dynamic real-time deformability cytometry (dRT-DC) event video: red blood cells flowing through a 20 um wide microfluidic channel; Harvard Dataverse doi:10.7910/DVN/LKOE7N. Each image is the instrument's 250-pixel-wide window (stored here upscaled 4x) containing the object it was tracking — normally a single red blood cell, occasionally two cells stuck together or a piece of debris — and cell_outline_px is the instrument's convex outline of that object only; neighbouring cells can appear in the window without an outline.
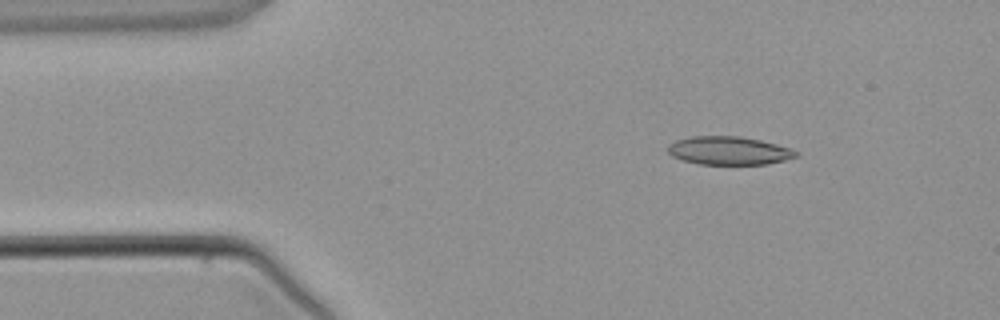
{"species": "common noctule bat (a hibernating species)", "species_latin": "Nyctalus noctula", "temperature_condition": "warm", "stored_images_in_passage": 4, "camera_frame_rate_fps": 3000, "um_per_image_px": 0.085, "animal": {"sex": "male", "body_mass_g": 21.5, "forearm_length_mm": 52.0}, "frame": {"image": 1, "passage_image": 2, "time_ms": 1.333, "image_size_px": [1000, 320], "cell_outline_px": [[800, 156], [768, 164], [700, 164], [684, 160], [672, 156], [668, 152], [668, 144], [676, 140], [688, 136], [740, 136], [760, 140], [776, 144], [800, 152]], "centroid_in_image_um": [61.96, 12.8], "position_along_channel_um": 23.0, "area_um2": 21.15}}
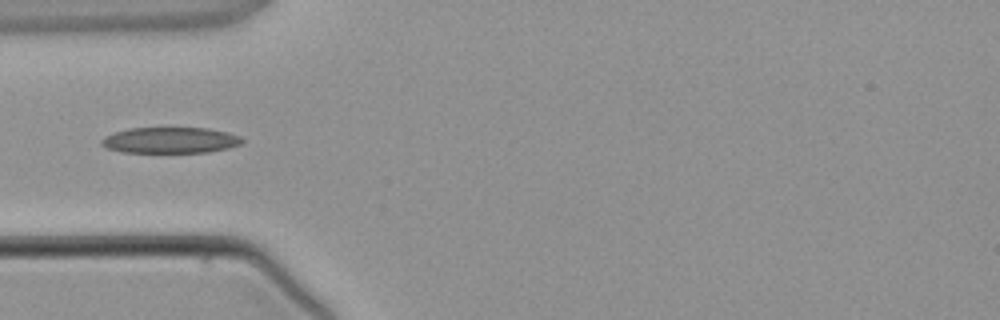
{"frame": {"image": 2, "passage_image": 4, "time_ms": 3.667, "image_size_px": [1000, 320], "cell_outline_px": [[244, 140], [240, 144], [228, 148], [208, 152], [124, 152], [108, 148], [100, 144], [100, 140], [104, 136], [112, 132], [128, 128], [208, 128], [228, 132], [240, 136]], "centroid_in_image_um": [14.45, 11.91], "position_along_channel_um": 70.5, "area_um2": 21.33}}